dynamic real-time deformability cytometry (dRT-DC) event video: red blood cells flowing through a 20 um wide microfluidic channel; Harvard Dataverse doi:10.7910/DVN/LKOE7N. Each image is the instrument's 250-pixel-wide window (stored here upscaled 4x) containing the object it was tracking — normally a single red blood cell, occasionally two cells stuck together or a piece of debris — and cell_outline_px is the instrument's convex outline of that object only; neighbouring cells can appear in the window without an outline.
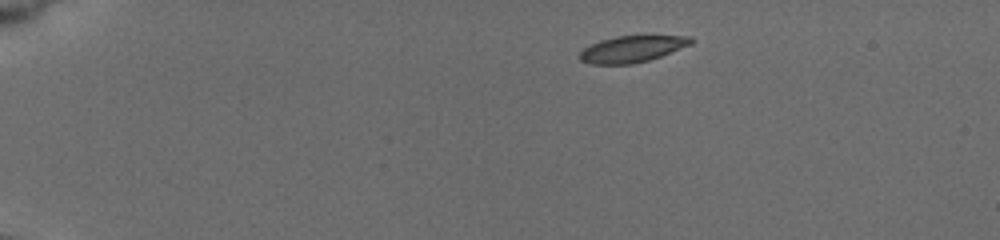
{"species": "common noctule bat (a hibernating species)", "species_latin": "Nyctalus noctula", "temperature_condition": "cold", "stored_images_in_passage": 35, "camera_frame_rate_fps": 3000, "um_per_image_px": 0.085, "animal": {"sex": "female", "body_mass_g": 19.5, "forearm_length_mm": 54.1}, "frame": {"image": 1, "passage_image": 1, "time_ms": 0.0, "image_size_px": [1000, 240], "cell_outline_px": [[696, 40], [692, 44], [660, 56], [648, 60], [632, 64], [592, 64], [580, 60], [580, 52], [584, 48], [600, 40], [616, 36], [644, 32], [692, 36]], "centroid_in_image_um": [53.85, 4.08], "position_along_channel_um": 31.2, "area_um2": 18.15}}
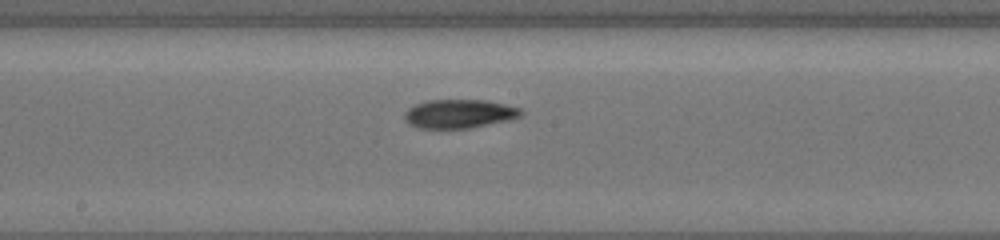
{"frame": {"image": 2, "passage_image": 16, "time_ms": 7.0, "image_size_px": [1000, 240], "cell_outline_px": [[524, 112], [520, 116], [508, 120], [468, 128], [420, 128], [408, 124], [404, 120], [404, 112], [408, 108], [424, 100], [488, 100], [520, 108]], "centroid_in_image_um": [39.0, 9.66], "position_along_channel_um": 209.2, "area_um2": 19.54}}
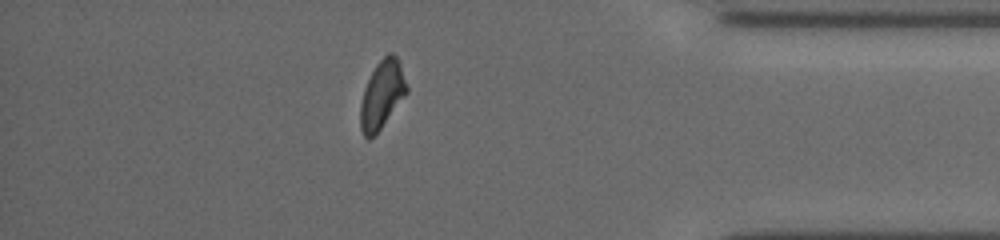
{"frame": {"image": 3, "passage_image": 30, "time_ms": 12.667, "image_size_px": [1000, 240], "cell_outline_px": [[408, 92], [380, 128], [368, 140], [364, 136], [360, 128], [360, 104], [364, 88], [376, 64], [388, 52], [392, 52], [396, 56], [400, 64], [408, 88]], "centroid_in_image_um": [32.46, 8.02], "position_along_channel_um": 402.7, "area_um2": 18.09}, "authors_computed_cell_mechanics": {"area_um2": 18.3226, "velocity_mm_per_s": 3.8385, "shape_relaxation_time_tau1_ms": 5.705, "shape_relaxation_time_tau2_ms": 7.3776, "deformation_change_tau1": 0.1367, "deformation_change_tau2": 0.1466}}